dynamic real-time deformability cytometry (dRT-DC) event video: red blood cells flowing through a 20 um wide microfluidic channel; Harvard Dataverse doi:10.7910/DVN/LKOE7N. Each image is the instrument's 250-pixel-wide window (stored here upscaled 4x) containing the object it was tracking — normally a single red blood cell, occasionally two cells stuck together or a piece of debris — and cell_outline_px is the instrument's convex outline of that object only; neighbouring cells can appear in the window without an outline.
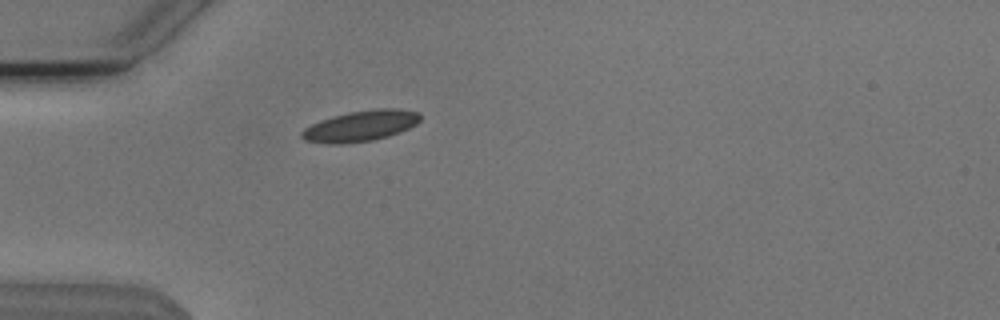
{"species": "Egyptian fruit bat (a non-hibernating species)", "species_latin": "Rousettus aegyptiacus", "temperature_condition": "cold", "stored_images_in_passage": 1, "camera_frame_rate_fps": 3000, "um_per_image_px": 0.085, "animal": {"sex": "male"}, "frame": {"image": 1, "passage_image": 1, "time_ms": 0.0, "image_size_px": [1000, 320], "cell_outline_px": [[420, 120], [416, 124], [400, 132], [388, 136], [372, 140], [340, 144], [328, 144], [304, 140], [300, 136], [300, 132], [304, 128], [320, 120], [332, 116], [348, 112], [376, 108], [396, 108], [420, 112]], "centroid_in_image_um": [30.64, 10.7], "position_along_channel_um": 54.4, "area_um2": 21.39}}